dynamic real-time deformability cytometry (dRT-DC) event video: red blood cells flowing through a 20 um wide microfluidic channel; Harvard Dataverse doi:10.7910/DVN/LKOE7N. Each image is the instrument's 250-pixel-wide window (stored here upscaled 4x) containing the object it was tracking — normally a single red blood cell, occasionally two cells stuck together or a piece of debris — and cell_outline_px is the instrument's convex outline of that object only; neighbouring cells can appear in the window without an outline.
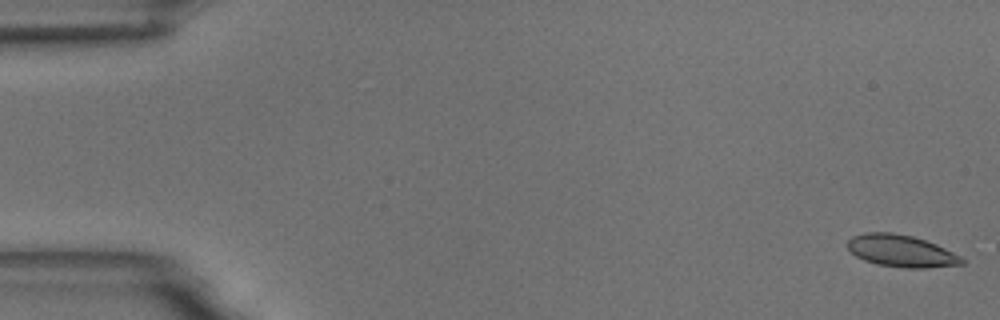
{"species": "common noctule bat (a hibernating species)", "species_latin": "Nyctalus noctula", "temperature_condition": "room temperature", "stored_images_in_passage": 27, "camera_frame_rate_fps": 3000, "um_per_image_px": 0.085, "animal": {"sex": "male", "body_mass_g": 18.8}, "frame": {"image": 1, "passage_image": 1, "time_ms": 0.0, "image_size_px": [1000, 320], "cell_outline_px": [[968, 260], [964, 264], [924, 268], [904, 268], [876, 264], [864, 260], [856, 256], [848, 248], [848, 240], [852, 236], [864, 232], [892, 232], [912, 236], [936, 244]], "centroid_in_image_um": [76.61, 21.33], "position_along_channel_um": 8.4, "area_um2": 21.39}}
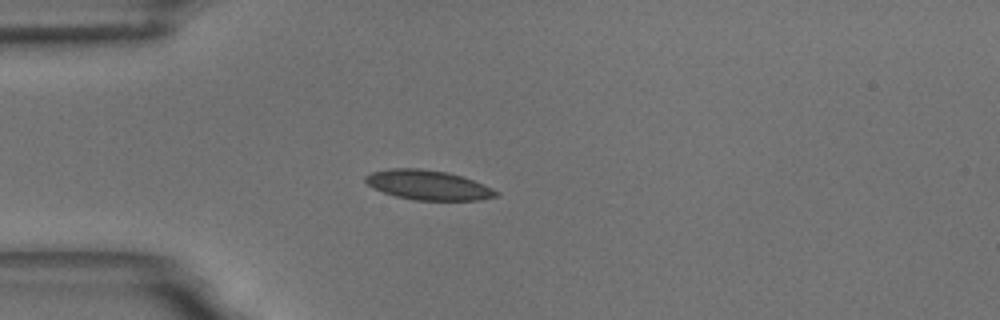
{"frame": {"image": 2, "passage_image": 15, "time_ms": 4.667, "image_size_px": [1000, 320], "cell_outline_px": [[500, 196], [480, 200], [416, 200], [396, 196], [384, 192], [368, 184], [364, 180], [364, 176], [372, 172], [388, 168], [420, 168], [448, 172], [464, 176], [484, 184], [500, 192]], "centroid_in_image_um": [36.45, 15.72], "position_along_channel_um": 48.6, "area_um2": 22.72}}
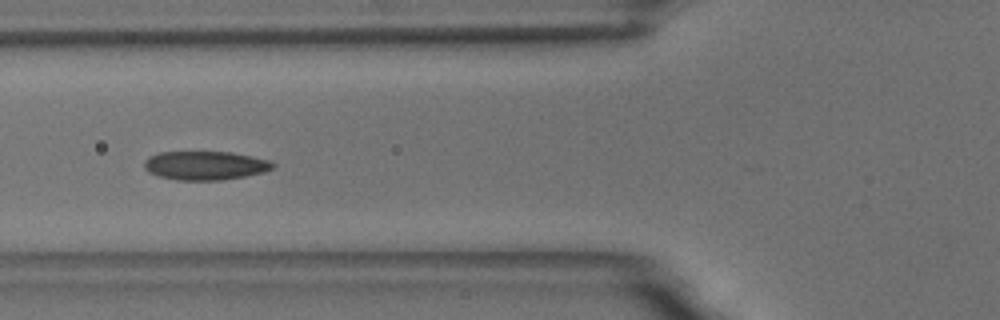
{"frame": {"image": 3, "passage_image": 21, "time_ms": 6.667, "image_size_px": [1000, 320], "cell_outline_px": [[276, 168], [264, 172], [244, 176], [220, 180], [176, 180], [160, 176], [148, 172], [144, 168], [144, 160], [148, 156], [156, 152], [232, 152], [272, 160], [276, 164]], "centroid_in_image_um": [17.47, 14.06], "position_along_channel_um": 108.3, "area_um2": 21.85}}